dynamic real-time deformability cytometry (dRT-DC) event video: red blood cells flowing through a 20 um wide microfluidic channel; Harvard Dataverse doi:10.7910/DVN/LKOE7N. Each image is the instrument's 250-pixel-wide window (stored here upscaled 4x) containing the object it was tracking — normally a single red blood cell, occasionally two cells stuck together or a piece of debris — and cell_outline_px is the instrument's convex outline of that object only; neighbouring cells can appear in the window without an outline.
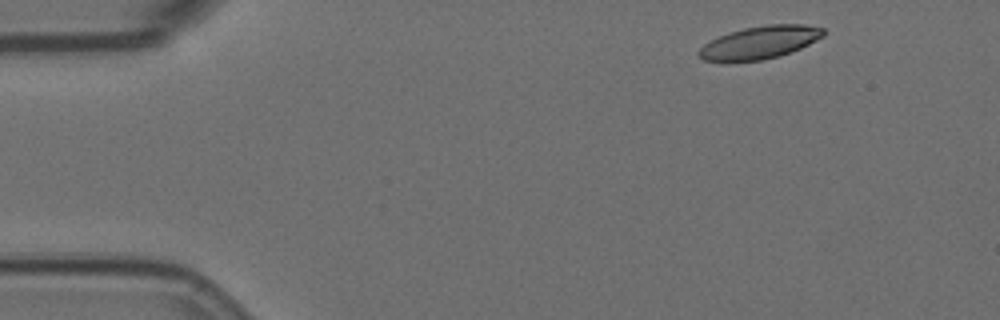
{"species": "Egyptian fruit bat (a non-hibernating species)", "species_latin": "Rousettus aegyptiacus", "temperature_condition": "room temperature", "stored_images_in_passage": 4, "camera_frame_rate_fps": 3000, "um_per_image_px": 0.085, "animal": {"sex": "female"}, "frame": {"image": 1, "passage_image": 1, "time_ms": 0.0, "image_size_px": [1000, 320], "cell_outline_px": [[824, 36], [800, 48], [780, 56], [764, 60], [728, 64], [724, 64], [704, 60], [696, 52], [704, 44], [720, 36], [744, 28], [768, 24], [804, 24], [824, 28]], "centroid_in_image_um": [64.54, 3.65], "position_along_channel_um": 20.5, "area_um2": 24.22}}
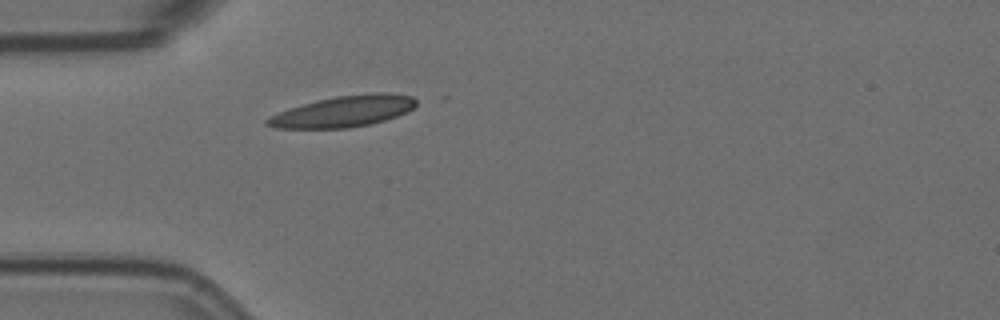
{"frame": {"image": 2, "passage_image": 4, "time_ms": 1.0, "image_size_px": [1000, 320], "cell_outline_px": [[416, 104], [408, 112], [372, 124], [348, 128], [276, 128], [264, 124], [264, 120], [288, 108], [336, 96], [372, 92], [388, 92], [412, 96], [416, 100]], "centroid_in_image_um": [29.23, 9.46], "position_along_channel_um": 55.8, "area_um2": 26.93}}